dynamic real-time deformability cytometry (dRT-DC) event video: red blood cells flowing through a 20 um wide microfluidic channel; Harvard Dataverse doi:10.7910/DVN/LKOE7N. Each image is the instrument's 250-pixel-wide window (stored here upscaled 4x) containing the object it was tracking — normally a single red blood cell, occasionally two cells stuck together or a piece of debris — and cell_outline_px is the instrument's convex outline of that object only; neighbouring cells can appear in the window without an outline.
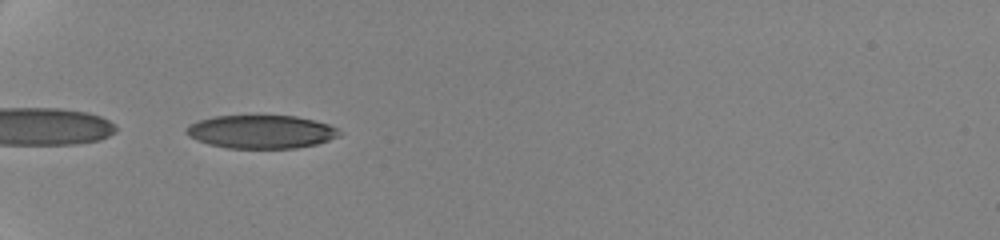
{"species": "human", "species_latin": "Homo sapiens", "temperature_condition": "cold", "stored_images_in_passage": 51, "camera_frame_rate_fps": 3000, "um_per_image_px": 0.085, "donor": {"sex": "female"}, "frame": {"image": 1, "passage_image": 1, "time_ms": 0.0, "image_size_px": [1000, 240], "cell_outline_px": [[340, 136], [316, 144], [296, 148], [228, 148], [208, 144], [196, 140], [188, 136], [184, 132], [184, 128], [188, 124], [200, 120], [216, 116], [296, 116], [328, 124], [336, 128], [340, 132]], "centroid_in_image_um": [22.15, 11.2], "position_along_channel_um": 62.9, "area_um2": 29.65}}
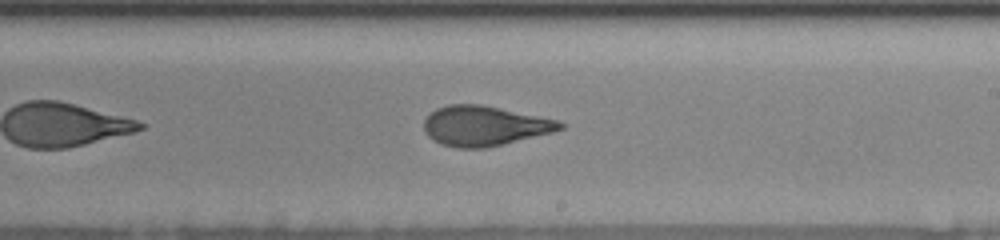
{"frame": {"image": 2, "passage_image": 23, "time_ms": 5.667, "image_size_px": [1000, 240], "cell_outline_px": [[568, 124], [564, 128], [552, 132], [488, 148], [456, 148], [440, 144], [432, 140], [424, 132], [424, 120], [436, 108], [448, 104], [480, 104], [556, 120]], "centroid_in_image_um": [41.15, 10.71], "position_along_channel_um": 247.9, "area_um2": 31.62}}
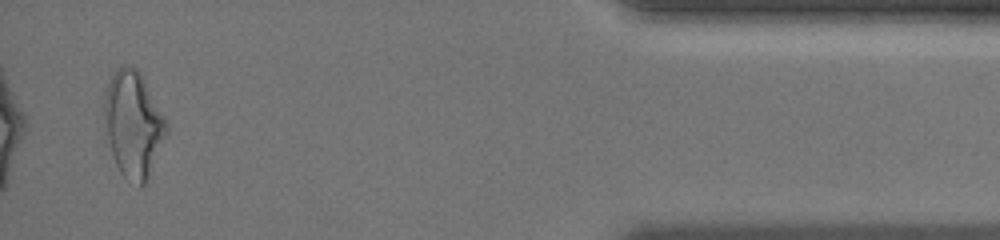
{"frame": {"image": 3, "passage_image": 49, "time_ms": 12.0, "image_size_px": [1000, 240], "cell_outline_px": [[168, 132], [148, 184], [140, 188], [124, 176], [120, 172], [116, 164], [108, 140], [104, 120], [104, 92], [116, 68], [124, 64], [136, 68], [144, 76], [168, 120]], "centroid_in_image_um": [11.38, 10.57], "position_along_channel_um": 423.8, "area_um2": 39.42}, "authors_computed_cell_mechanics": {"area_um2": 32.1946, "velocity_mm_per_s": 3.5392, "shape_relaxation_time_tau1_ms": 4.6686, "shape_relaxation_time_tau2_ms": 1.444, "deformation_change_tau1": 0.1879, "deformation_change_tau2": 0.0769}}